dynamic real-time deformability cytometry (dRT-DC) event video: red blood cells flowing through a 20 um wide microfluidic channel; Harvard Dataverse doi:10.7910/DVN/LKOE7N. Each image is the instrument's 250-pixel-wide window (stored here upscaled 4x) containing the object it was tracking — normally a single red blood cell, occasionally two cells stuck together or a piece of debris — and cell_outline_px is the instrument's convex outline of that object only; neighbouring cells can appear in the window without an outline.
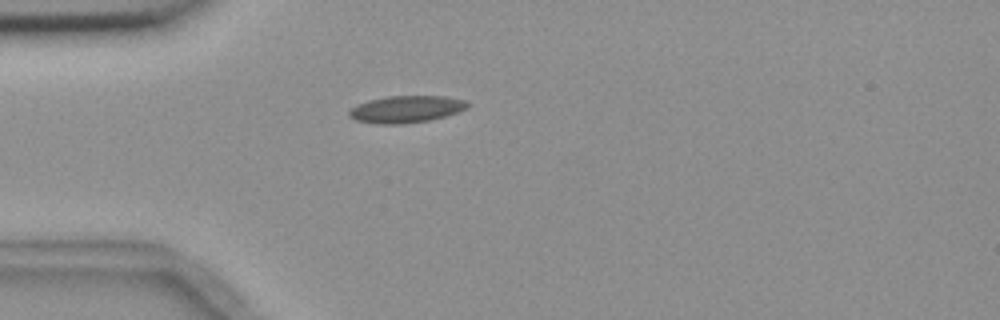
{"species": "common noctule bat (a hibernating species)", "species_latin": "Nyctalus noctula", "temperature_condition": "room temperature", "stored_images_in_passage": 2, "camera_frame_rate_fps": 3000, "um_per_image_px": 0.085, "animal": {"sex": "female", "body_mass_g": 18.4}, "frame": {"image": 1, "passage_image": 1, "time_ms": 0.0, "image_size_px": [1000, 320], "cell_outline_px": [[468, 108], [444, 116], [428, 120], [404, 124], [376, 124], [356, 120], [348, 116], [348, 112], [356, 104], [368, 100], [388, 96], [444, 96], [464, 100], [468, 104]], "centroid_in_image_um": [34.47, 9.28], "position_along_channel_um": 50.5, "area_um2": 18.55}}